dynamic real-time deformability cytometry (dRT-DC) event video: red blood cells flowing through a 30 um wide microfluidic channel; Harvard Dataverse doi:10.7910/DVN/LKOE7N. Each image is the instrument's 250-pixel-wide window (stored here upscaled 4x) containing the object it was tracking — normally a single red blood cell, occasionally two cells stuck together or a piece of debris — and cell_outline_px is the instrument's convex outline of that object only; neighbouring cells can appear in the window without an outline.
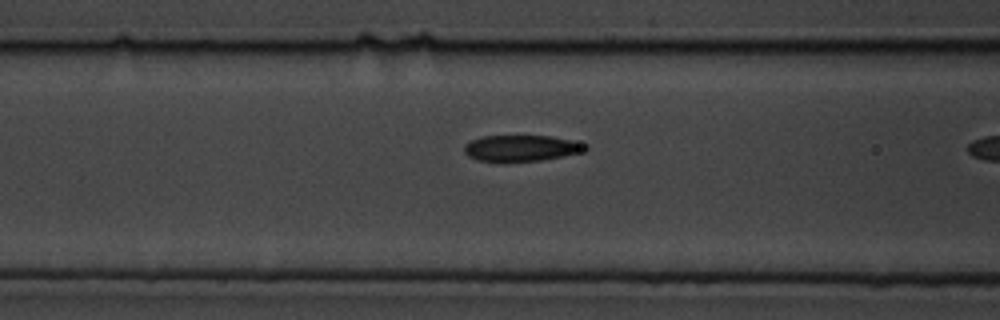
{"species": "common noctule bat (a hibernating species)", "species_latin": "Nyctalus noctula", "temperature_condition": "cold", "stored_images_in_passage": 22, "camera_frame_rate_fps": 3000, "um_per_image_px": 0.085, "animal": {"sex": "male", "body_mass_g": 19.5, "forearm_length_mm": 54.6}, "frame": {"image": 1, "passage_image": 21, "time_ms": 6.667, "image_size_px": [1000, 320], "cell_outline_px": [[588, 148], [584, 152], [540, 160], [500, 164], [476, 160], [468, 156], [464, 152], [464, 144], [480, 136], [548, 136], [588, 144]], "centroid_in_image_um": [44.24, 12.63], "position_along_channel_um": 122.4, "area_um2": 18.96}}